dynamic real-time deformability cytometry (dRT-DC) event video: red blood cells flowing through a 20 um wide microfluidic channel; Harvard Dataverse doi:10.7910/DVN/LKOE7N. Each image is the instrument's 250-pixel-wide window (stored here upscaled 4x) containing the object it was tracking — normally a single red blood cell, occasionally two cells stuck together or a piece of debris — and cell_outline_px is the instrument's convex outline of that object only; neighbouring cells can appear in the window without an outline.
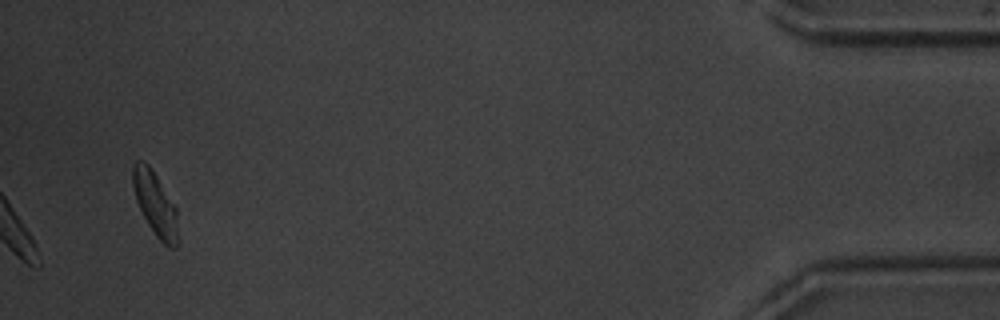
{"species": "common noctule bat (a hibernating species)", "species_latin": "Nyctalus noctula", "temperature_condition": "warm", "stored_images_in_passage": 40, "camera_frame_rate_fps": 3000, "um_per_image_px": 0.085, "animal": {"sex": "male", "body_mass_g": 20.1, "forearm_length_mm": 53.5}, "frame": {"image": 1, "passage_image": 40, "time_ms": 13.0, "image_size_px": [1000, 320], "cell_outline_px": [[176, 248], [168, 248], [156, 236], [148, 224], [136, 200], [132, 184], [132, 164], [136, 160], [144, 160], [148, 164], [176, 204]], "centroid_in_image_um": [13.17, 17.27], "position_along_channel_um": 422.0, "area_um2": 16.7}, "authors_computed_cell_mechanics": {"area_um2": 17.1955, "velocity_mm_per_s": 3.8355, "shape_relaxation_time_tau1_ms": 2.9323, "shape_relaxation_time_tau2_ms": null, "deformation_change_tau1": 0.1298, "deformation_change_tau2": null}}